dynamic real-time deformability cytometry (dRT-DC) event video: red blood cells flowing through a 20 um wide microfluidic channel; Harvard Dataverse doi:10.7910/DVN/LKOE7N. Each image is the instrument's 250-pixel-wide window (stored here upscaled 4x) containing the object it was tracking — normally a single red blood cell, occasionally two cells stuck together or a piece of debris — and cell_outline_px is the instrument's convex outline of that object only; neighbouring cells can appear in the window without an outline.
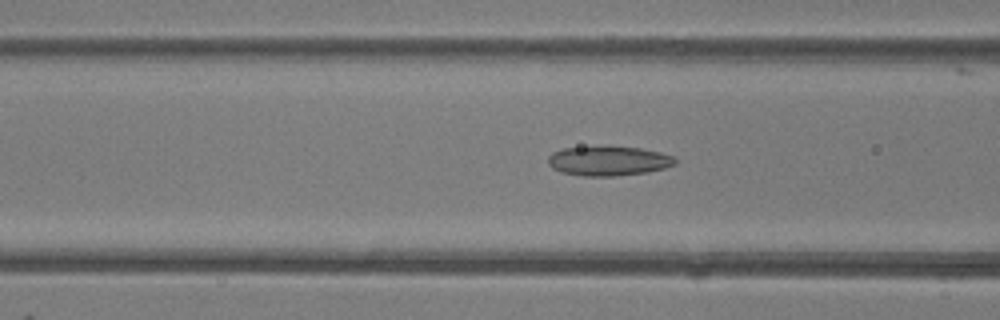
{"species": "common noctule bat (a hibernating species)", "species_latin": "Nyctalus noctula", "temperature_condition": "room temperature", "stored_images_in_passage": 44, "camera_frame_rate_fps": 3000, "um_per_image_px": 0.085, "animal": {"sex": "female"}, "frame": {"image": 1, "passage_image": 15, "time_ms": 4.667, "image_size_px": [1000, 320], "cell_outline_px": [[676, 164], [664, 168], [648, 172], [616, 176], [580, 176], [560, 172], [552, 168], [548, 164], [548, 156], [552, 152], [560, 148], [608, 144], [640, 148], [660, 152], [672, 156], [676, 160]], "centroid_in_image_um": [51.67, 13.64], "position_along_channel_um": 114.9, "area_um2": 22.72}}
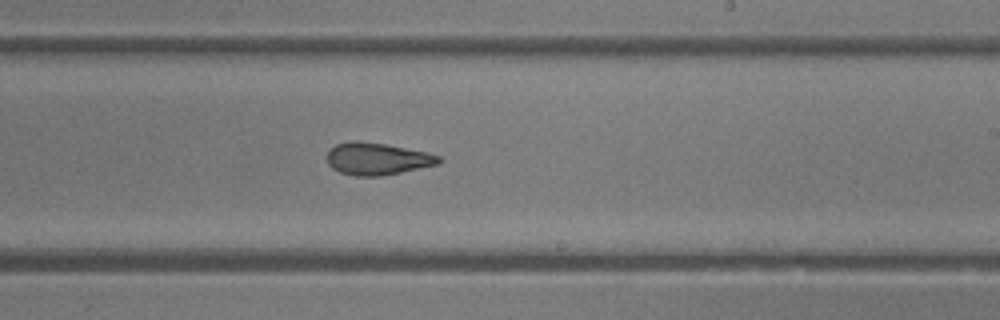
{"frame": {"image": 2, "passage_image": 25, "time_ms": 8.0, "image_size_px": [1000, 320], "cell_outline_px": [[440, 160], [436, 164], [420, 168], [380, 176], [356, 176], [340, 172], [332, 168], [328, 164], [328, 152], [336, 144], [352, 140], [360, 140], [388, 144], [424, 152], [440, 156]], "centroid_in_image_um": [32.02, 13.48], "position_along_channel_um": 257.0, "area_um2": 20.75}}
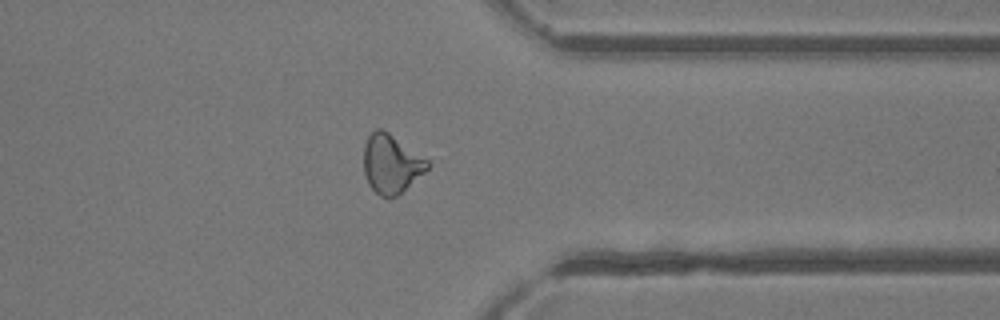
{"frame": {"image": 3, "passage_image": 34, "time_ms": 11.0, "image_size_px": [1000, 320], "cell_outline_px": [[432, 164], [424, 172], [396, 196], [388, 200], [380, 196], [368, 184], [364, 172], [364, 144], [368, 136], [376, 128], [384, 128], [428, 160]], "centroid_in_image_um": [33.24, 13.91], "position_along_channel_um": 378.2, "area_um2": 21.91}, "authors_computed_cell_mechanics": {"area_um2": 22.2819, "velocity_mm_per_s": 4.2568, "shape_relaxation_time_tau1_ms": 7.3468, "shape_relaxation_time_tau2_ms": 2.9517, "deformation_change_tau1": 0.1687, "deformation_change_tau2": 0.1033}}